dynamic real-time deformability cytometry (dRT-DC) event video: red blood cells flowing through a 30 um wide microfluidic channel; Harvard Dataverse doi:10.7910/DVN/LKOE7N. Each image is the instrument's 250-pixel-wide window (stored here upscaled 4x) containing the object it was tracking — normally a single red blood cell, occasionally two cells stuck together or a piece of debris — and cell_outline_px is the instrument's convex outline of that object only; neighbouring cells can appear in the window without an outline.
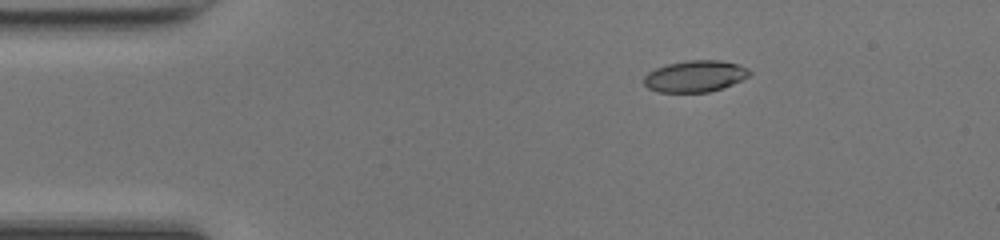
{"species": "common noctule bat (a hibernating species)", "species_latin": "Nyctalus noctula", "temperature_condition": "room temperature", "stored_images_in_passage": 36, "camera_frame_rate_fps": 3000, "um_per_image_px": 0.085, "animal": {"sex": "female", "body_mass_g": 17.0, "forearm_length_mm": 48.0}, "frame": {"image": 1, "passage_image": 1, "time_ms": 0.0, "image_size_px": [1000, 240], "cell_outline_px": [[752, 72], [748, 76], [732, 84], [708, 92], [660, 92], [648, 88], [644, 84], [644, 76], [648, 72], [656, 68], [668, 64], [688, 60], [720, 60], [736, 64], [748, 68]], "centroid_in_image_um": [59.07, 6.47], "position_along_channel_um": 25.9, "area_um2": 19.19}}
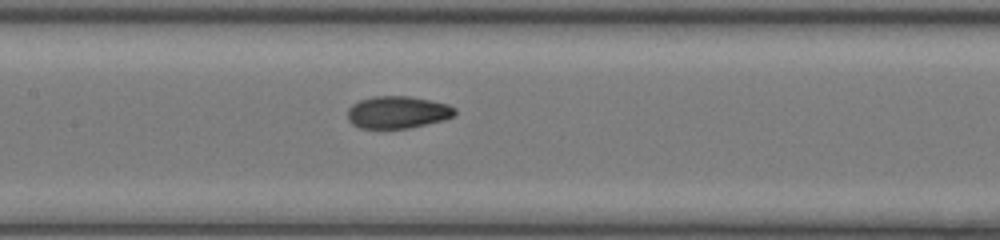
{"frame": {"image": 2, "passage_image": 16, "time_ms": 5.0, "image_size_px": [1000, 240], "cell_outline_px": [[456, 112], [452, 116], [444, 120], [408, 128], [360, 128], [352, 124], [348, 120], [348, 108], [352, 104], [360, 100], [372, 96], [408, 96], [432, 100], [448, 104], [456, 108]], "centroid_in_image_um": [33.79, 9.53], "position_along_channel_um": 173.6, "area_um2": 20.23}}
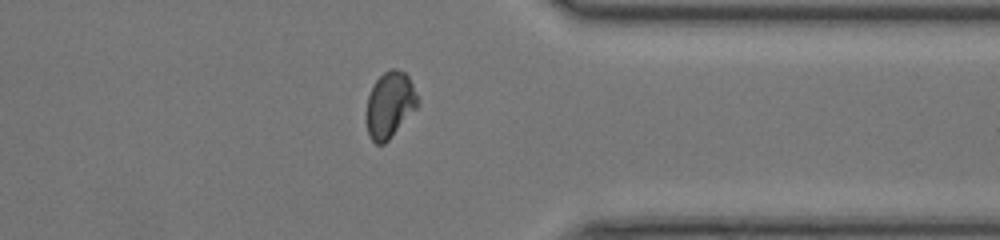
{"frame": {"image": 3, "passage_image": 31, "time_ms": 10.0, "image_size_px": [1000, 240], "cell_outline_px": [[420, 104], [388, 140], [384, 144], [376, 144], [368, 136], [364, 116], [364, 112], [368, 96], [376, 80], [384, 72], [392, 68], [396, 68], [404, 72], [408, 76], [412, 84]], "centroid_in_image_um": [33.09, 8.93], "position_along_channel_um": 378.3, "area_um2": 19.94}, "authors_computed_cell_mechanics": {"area_um2": 19.9988, "velocity_mm_per_s": 4.2642, "shape_relaxation_time_tau1_ms": 9.1036, "shape_relaxation_time_tau2_ms": 1.1783, "deformation_change_tau1": 0.2818, "deformation_change_tau2": 0.0522}}